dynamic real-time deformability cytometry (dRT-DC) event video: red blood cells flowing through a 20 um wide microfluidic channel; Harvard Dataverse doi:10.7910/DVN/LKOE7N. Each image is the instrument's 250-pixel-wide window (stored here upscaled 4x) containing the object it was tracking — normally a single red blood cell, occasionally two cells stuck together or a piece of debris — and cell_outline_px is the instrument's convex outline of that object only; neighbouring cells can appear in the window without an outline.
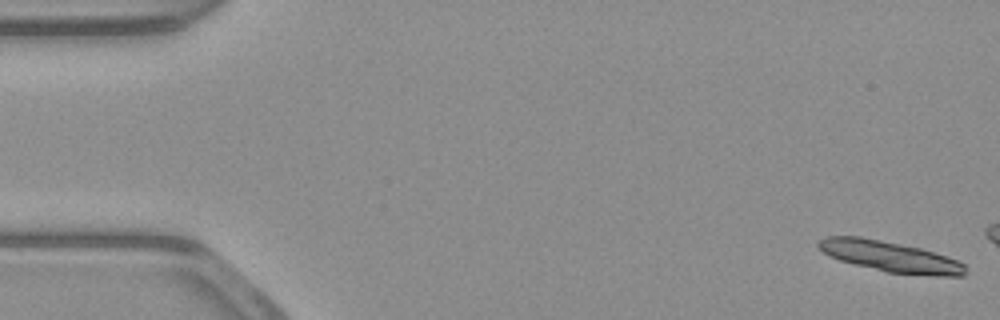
{"species": "common noctule bat (a hibernating species)", "species_latin": "Nyctalus noctula", "temperature_condition": "warm", "stored_images_in_passage": 7, "camera_frame_rate_fps": 3000, "um_per_image_px": 0.085, "animal": {"sex": "male", "body_mass_g": 23.1, "forearm_length_mm": 52.7}, "frame": {"image": 1, "passage_image": 1, "time_ms": 0.0, "image_size_px": [1000, 320], "cell_outline_px": [[968, 268], [964, 276], [936, 276], [888, 272], [840, 260], [828, 256], [816, 244], [824, 236], [860, 236], [920, 248], [956, 260], [964, 264]], "centroid_in_image_um": [75.66, 21.8], "position_along_channel_um": 9.3, "area_um2": 25.95}}